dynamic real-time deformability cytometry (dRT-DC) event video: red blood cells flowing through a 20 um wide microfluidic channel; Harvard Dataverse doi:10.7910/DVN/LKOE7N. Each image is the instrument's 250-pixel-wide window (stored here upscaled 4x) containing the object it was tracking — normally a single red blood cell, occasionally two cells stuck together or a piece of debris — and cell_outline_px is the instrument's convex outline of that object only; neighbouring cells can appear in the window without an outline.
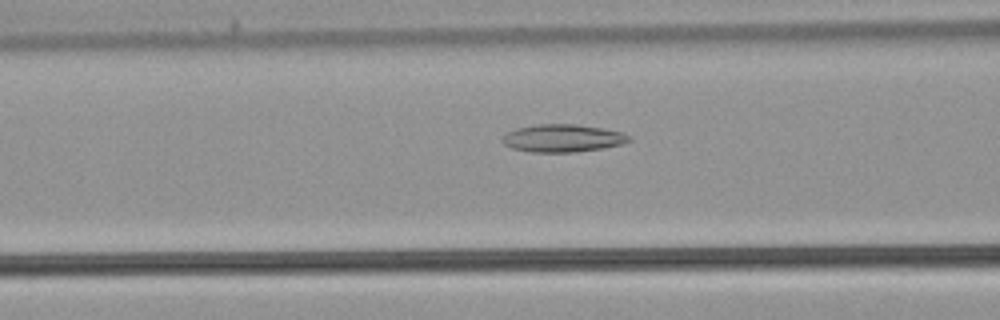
{"species": "common noctule bat (a hibernating species)", "species_latin": "Nyctalus noctula", "temperature_condition": "warm", "stored_images_in_passage": 42, "camera_frame_rate_fps": 3000, "um_per_image_px": 0.085, "animal": {"sex": "male", "body_mass_g": 21.5, "forearm_length_mm": 52.0}, "frame": {"image": 1, "passage_image": 16, "time_ms": 5.0, "image_size_px": [1000, 320], "cell_outline_px": [[632, 140], [620, 144], [604, 148], [576, 152], [532, 152], [512, 148], [504, 144], [500, 140], [508, 132], [516, 128], [536, 124], [576, 124], [624, 132], [632, 136]], "centroid_in_image_um": [47.85, 11.74], "position_along_channel_um": 118.8, "area_um2": 20.52}}
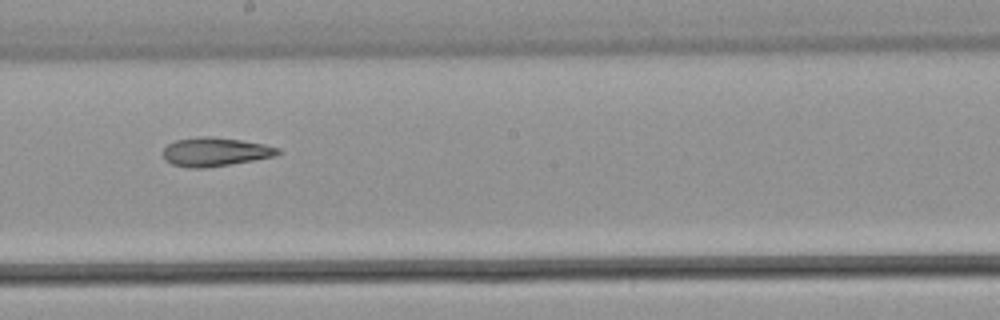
{"frame": {"image": 2, "passage_image": 23, "time_ms": 7.333, "image_size_px": [1000, 320], "cell_outline_px": [[280, 152], [276, 156], [204, 168], [192, 168], [172, 164], [164, 160], [164, 148], [168, 144], [176, 140], [200, 136], [212, 136], [240, 140], [264, 144], [280, 148]], "centroid_in_image_um": [18.28, 12.9], "position_along_channel_um": 229.9, "area_um2": 19.07}}
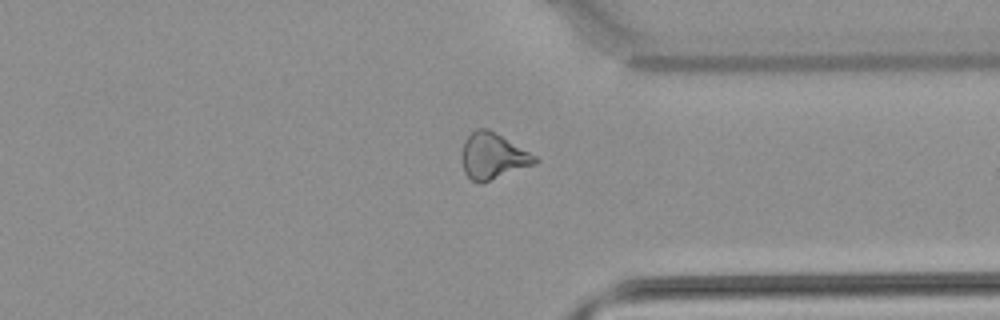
{"frame": {"image": 3, "passage_image": 32, "time_ms": 10.333, "image_size_px": [1000, 320], "cell_outline_px": [[540, 160], [536, 164], [480, 184], [472, 180], [464, 172], [464, 140], [476, 128], [488, 128], [536, 156]], "centroid_in_image_um": [41.93, 13.27], "position_along_channel_um": 369.5, "area_um2": 19.25}}